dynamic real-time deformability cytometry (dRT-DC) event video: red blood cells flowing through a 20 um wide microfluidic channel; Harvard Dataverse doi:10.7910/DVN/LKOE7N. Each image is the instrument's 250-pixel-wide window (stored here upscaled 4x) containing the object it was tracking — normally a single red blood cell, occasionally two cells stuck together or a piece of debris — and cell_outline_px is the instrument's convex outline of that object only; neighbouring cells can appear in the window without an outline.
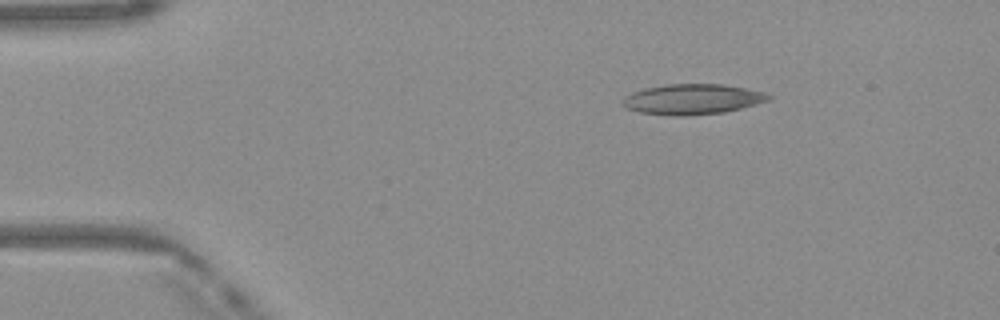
{"species": "Egyptian fruit bat (a non-hibernating species)", "species_latin": "Rousettus aegyptiacus", "temperature_condition": "warm", "stored_images_in_passage": 42, "camera_frame_rate_fps": 3000, "um_per_image_px": 0.085, "frame": {"image": 1, "passage_image": 1, "time_ms": 0.0, "image_size_px": [1000, 320], "cell_outline_px": [[772, 96], [768, 100], [756, 104], [724, 112], [684, 116], [672, 116], [640, 112], [628, 108], [620, 104], [620, 100], [624, 96], [632, 92], [644, 88], [664, 84], [724, 84], [764, 92]], "centroid_in_image_um": [58.8, 8.43], "position_along_channel_um": 26.2, "area_um2": 25.89}}
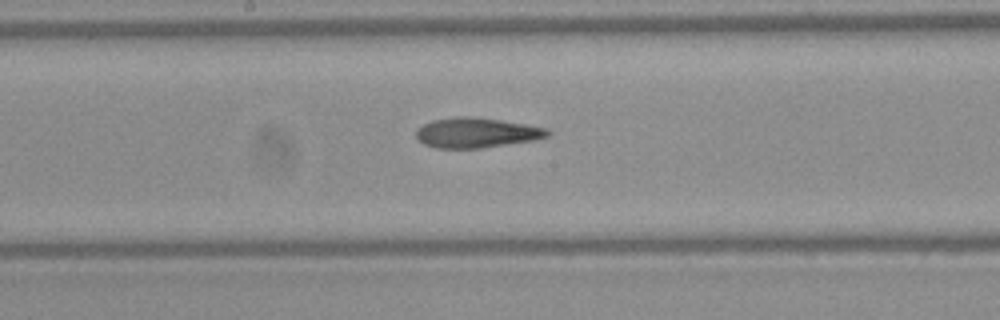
{"frame": {"image": 2, "passage_image": 19, "time_ms": 6.0, "image_size_px": [1000, 320], "cell_outline_px": [[552, 132], [548, 136], [532, 140], [480, 148], [436, 148], [424, 144], [416, 136], [416, 128], [432, 120], [456, 116], [472, 116], [500, 120], [548, 128]], "centroid_in_image_um": [40.48, 11.27], "position_along_channel_um": 207.7, "area_um2": 22.89}}
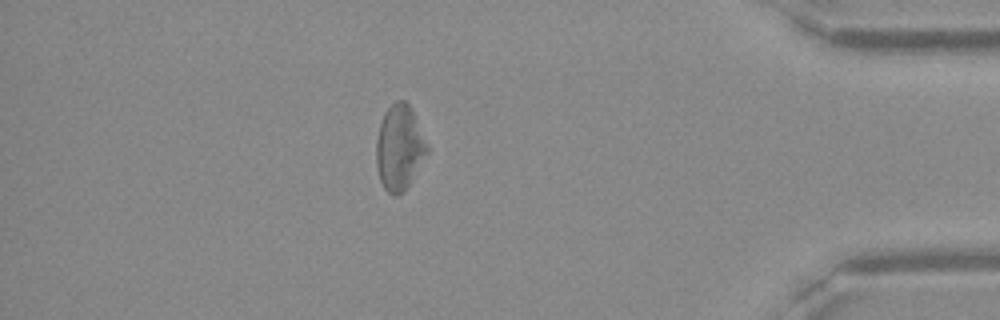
{"frame": {"image": 3, "passage_image": 36, "time_ms": 11.667, "image_size_px": [1000, 320], "cell_outline_px": [[428, 152], [404, 192], [396, 196], [392, 196], [384, 188], [380, 180], [376, 164], [376, 140], [380, 124], [384, 112], [396, 100], [404, 100], [412, 108], [428, 144]], "centroid_in_image_um": [33.95, 12.54], "position_along_channel_um": 401.3, "area_um2": 25.32}, "authors_computed_cell_mechanics": {"area_um2": 24.4205, "velocity_mm_per_s": 4.1088, "shape_relaxation_time_tau1_ms": null, "shape_relaxation_time_tau2_ms": 5.2819, "deformation_change_tau1": null, "deformation_change_tau2": 0.1668}}